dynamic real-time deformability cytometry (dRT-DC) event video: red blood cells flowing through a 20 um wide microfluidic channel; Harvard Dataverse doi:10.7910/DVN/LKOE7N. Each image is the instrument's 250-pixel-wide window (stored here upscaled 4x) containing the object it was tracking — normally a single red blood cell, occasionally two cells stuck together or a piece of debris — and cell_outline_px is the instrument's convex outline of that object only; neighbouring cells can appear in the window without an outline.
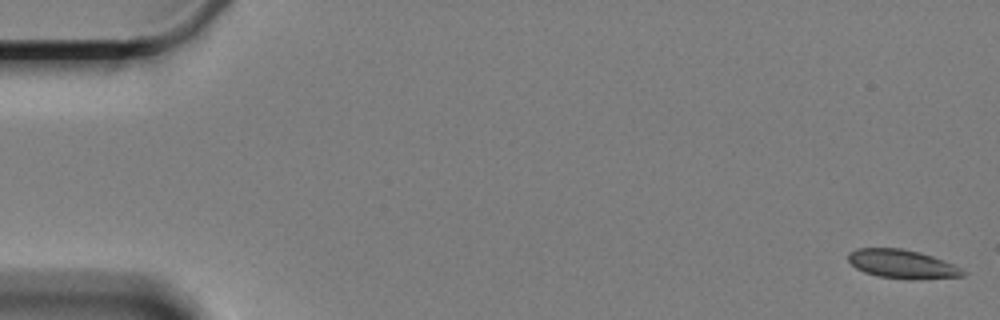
{"species": "Egyptian fruit bat (a non-hibernating species)", "species_latin": "Rousettus aegyptiacus", "temperature_condition": "cold", "stored_images_in_passage": 61, "camera_frame_rate_fps": 3000, "um_per_image_px": 0.085, "animal": {"sex": "female"}, "frame": {"image": 1, "passage_image": 1, "time_ms": 0.0, "image_size_px": [1000, 320], "cell_outline_px": [[968, 272], [964, 276], [912, 280], [880, 276], [864, 272], [856, 268], [848, 260], [848, 252], [856, 248], [900, 248], [920, 252], [932, 256], [952, 264]], "centroid_in_image_um": [76.68, 22.44], "position_along_channel_um": 8.3, "area_um2": 19.19}}
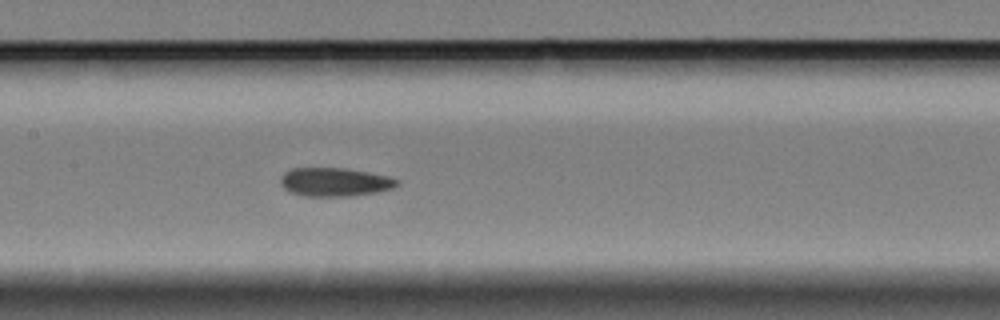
{"frame": {"image": 2, "passage_image": 29, "time_ms": 9.333, "image_size_px": [1000, 320], "cell_outline_px": [[400, 184], [392, 188], [376, 192], [352, 196], [304, 196], [288, 192], [280, 184], [280, 176], [284, 172], [292, 168], [348, 168], [388, 176], [400, 180]], "centroid_in_image_um": [28.44, 15.47], "position_along_channel_um": 179.0, "area_um2": 19.65}}
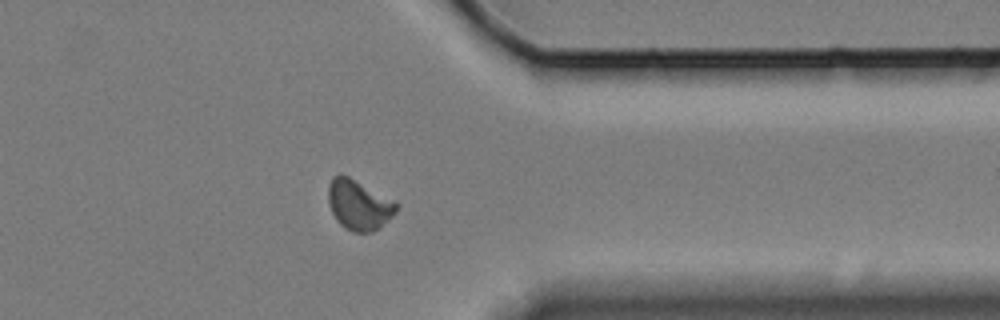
{"frame": {"image": 3, "passage_image": 48, "time_ms": 15.667, "image_size_px": [1000, 320], "cell_outline_px": [[400, 204], [396, 212], [380, 228], [372, 232], [352, 232], [344, 228], [336, 220], [328, 204], [328, 184], [332, 176], [340, 172], [396, 200]], "centroid_in_image_um": [30.51, 17.39], "position_along_channel_um": 380.9, "area_um2": 20.4}, "authors_computed_cell_mechanics": {"area_um2": 19.4786, "velocity_mm_per_s": 3.3095, "shape_relaxation_time_tau1_ms": null, "shape_relaxation_time_tau2_ms": 6.7005, "deformation_change_tau1": null, "deformation_change_tau2": 0.0842}}